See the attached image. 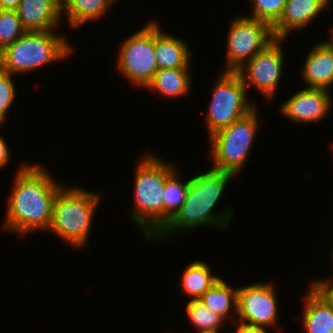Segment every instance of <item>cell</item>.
<instances>
[{
    "label": "cell",
    "instance_id": "cell-1",
    "mask_svg": "<svg viewBox=\"0 0 333 333\" xmlns=\"http://www.w3.org/2000/svg\"><path fill=\"white\" fill-rule=\"evenodd\" d=\"M43 165L25 162L15 172L2 230L26 237L49 229L55 197L65 184L56 182Z\"/></svg>",
    "mask_w": 333,
    "mask_h": 333
},
{
    "label": "cell",
    "instance_id": "cell-2",
    "mask_svg": "<svg viewBox=\"0 0 333 333\" xmlns=\"http://www.w3.org/2000/svg\"><path fill=\"white\" fill-rule=\"evenodd\" d=\"M235 177L232 173L210 168L189 178L184 203L151 242H165L175 232L184 233L203 226L220 228L223 231L228 229L234 216L233 208L229 206L219 212H215L214 209L225 194V188H228L227 185Z\"/></svg>",
    "mask_w": 333,
    "mask_h": 333
},
{
    "label": "cell",
    "instance_id": "cell-3",
    "mask_svg": "<svg viewBox=\"0 0 333 333\" xmlns=\"http://www.w3.org/2000/svg\"><path fill=\"white\" fill-rule=\"evenodd\" d=\"M156 155L145 152L138 159L134 172V204L127 211L147 242L164 228L163 189L167 178L177 169L173 162Z\"/></svg>",
    "mask_w": 333,
    "mask_h": 333
},
{
    "label": "cell",
    "instance_id": "cell-4",
    "mask_svg": "<svg viewBox=\"0 0 333 333\" xmlns=\"http://www.w3.org/2000/svg\"><path fill=\"white\" fill-rule=\"evenodd\" d=\"M100 194L78 185H64L55 197L47 231L58 235L75 249L85 248L89 243L93 217L102 199Z\"/></svg>",
    "mask_w": 333,
    "mask_h": 333
},
{
    "label": "cell",
    "instance_id": "cell-5",
    "mask_svg": "<svg viewBox=\"0 0 333 333\" xmlns=\"http://www.w3.org/2000/svg\"><path fill=\"white\" fill-rule=\"evenodd\" d=\"M66 35L51 31H26L0 52V69L13 75L28 74L73 54ZM39 68V69H37Z\"/></svg>",
    "mask_w": 333,
    "mask_h": 333
},
{
    "label": "cell",
    "instance_id": "cell-6",
    "mask_svg": "<svg viewBox=\"0 0 333 333\" xmlns=\"http://www.w3.org/2000/svg\"><path fill=\"white\" fill-rule=\"evenodd\" d=\"M259 110L256 107L248 115L222 128L208 137L213 169L238 176L247 165L253 143L259 130Z\"/></svg>",
    "mask_w": 333,
    "mask_h": 333
},
{
    "label": "cell",
    "instance_id": "cell-7",
    "mask_svg": "<svg viewBox=\"0 0 333 333\" xmlns=\"http://www.w3.org/2000/svg\"><path fill=\"white\" fill-rule=\"evenodd\" d=\"M215 83L204 118L208 137L248 115L257 107V104L247 97L248 91L236 72L221 71Z\"/></svg>",
    "mask_w": 333,
    "mask_h": 333
},
{
    "label": "cell",
    "instance_id": "cell-8",
    "mask_svg": "<svg viewBox=\"0 0 333 333\" xmlns=\"http://www.w3.org/2000/svg\"><path fill=\"white\" fill-rule=\"evenodd\" d=\"M117 70L134 87L145 89L158 70L155 55V21H149L118 47Z\"/></svg>",
    "mask_w": 333,
    "mask_h": 333
},
{
    "label": "cell",
    "instance_id": "cell-9",
    "mask_svg": "<svg viewBox=\"0 0 333 333\" xmlns=\"http://www.w3.org/2000/svg\"><path fill=\"white\" fill-rule=\"evenodd\" d=\"M229 26L223 72H236L276 39L269 24L245 15L234 17Z\"/></svg>",
    "mask_w": 333,
    "mask_h": 333
},
{
    "label": "cell",
    "instance_id": "cell-10",
    "mask_svg": "<svg viewBox=\"0 0 333 333\" xmlns=\"http://www.w3.org/2000/svg\"><path fill=\"white\" fill-rule=\"evenodd\" d=\"M286 39L276 38L264 50L258 52L246 62L236 73L242 79L247 91L252 86L258 90L265 100H274L284 69V43Z\"/></svg>",
    "mask_w": 333,
    "mask_h": 333
},
{
    "label": "cell",
    "instance_id": "cell-11",
    "mask_svg": "<svg viewBox=\"0 0 333 333\" xmlns=\"http://www.w3.org/2000/svg\"><path fill=\"white\" fill-rule=\"evenodd\" d=\"M270 282L238 287L237 321L243 325L275 328L278 322V293Z\"/></svg>",
    "mask_w": 333,
    "mask_h": 333
},
{
    "label": "cell",
    "instance_id": "cell-12",
    "mask_svg": "<svg viewBox=\"0 0 333 333\" xmlns=\"http://www.w3.org/2000/svg\"><path fill=\"white\" fill-rule=\"evenodd\" d=\"M331 91L302 88L280 104L282 116L296 123H316L329 115L333 106Z\"/></svg>",
    "mask_w": 333,
    "mask_h": 333
},
{
    "label": "cell",
    "instance_id": "cell-13",
    "mask_svg": "<svg viewBox=\"0 0 333 333\" xmlns=\"http://www.w3.org/2000/svg\"><path fill=\"white\" fill-rule=\"evenodd\" d=\"M331 0H287L279 21L272 27L275 38L286 39L292 31L303 30L330 8Z\"/></svg>",
    "mask_w": 333,
    "mask_h": 333
},
{
    "label": "cell",
    "instance_id": "cell-14",
    "mask_svg": "<svg viewBox=\"0 0 333 333\" xmlns=\"http://www.w3.org/2000/svg\"><path fill=\"white\" fill-rule=\"evenodd\" d=\"M306 88L330 90L333 87V48L324 39L312 45L301 68Z\"/></svg>",
    "mask_w": 333,
    "mask_h": 333
},
{
    "label": "cell",
    "instance_id": "cell-15",
    "mask_svg": "<svg viewBox=\"0 0 333 333\" xmlns=\"http://www.w3.org/2000/svg\"><path fill=\"white\" fill-rule=\"evenodd\" d=\"M16 11L26 31L56 30L63 19L61 0H21Z\"/></svg>",
    "mask_w": 333,
    "mask_h": 333
},
{
    "label": "cell",
    "instance_id": "cell-16",
    "mask_svg": "<svg viewBox=\"0 0 333 333\" xmlns=\"http://www.w3.org/2000/svg\"><path fill=\"white\" fill-rule=\"evenodd\" d=\"M305 294L302 298L304 308L300 318L303 331L333 333V305L311 283Z\"/></svg>",
    "mask_w": 333,
    "mask_h": 333
},
{
    "label": "cell",
    "instance_id": "cell-17",
    "mask_svg": "<svg viewBox=\"0 0 333 333\" xmlns=\"http://www.w3.org/2000/svg\"><path fill=\"white\" fill-rule=\"evenodd\" d=\"M191 50L187 41L161 30L155 21V55L158 69L190 68Z\"/></svg>",
    "mask_w": 333,
    "mask_h": 333
},
{
    "label": "cell",
    "instance_id": "cell-18",
    "mask_svg": "<svg viewBox=\"0 0 333 333\" xmlns=\"http://www.w3.org/2000/svg\"><path fill=\"white\" fill-rule=\"evenodd\" d=\"M191 68L158 69L145 89L155 91L166 99L188 95L192 85Z\"/></svg>",
    "mask_w": 333,
    "mask_h": 333
},
{
    "label": "cell",
    "instance_id": "cell-19",
    "mask_svg": "<svg viewBox=\"0 0 333 333\" xmlns=\"http://www.w3.org/2000/svg\"><path fill=\"white\" fill-rule=\"evenodd\" d=\"M199 300L226 322L232 321L231 324H234L237 321L238 287L233 288L222 278L208 289Z\"/></svg>",
    "mask_w": 333,
    "mask_h": 333
},
{
    "label": "cell",
    "instance_id": "cell-20",
    "mask_svg": "<svg viewBox=\"0 0 333 333\" xmlns=\"http://www.w3.org/2000/svg\"><path fill=\"white\" fill-rule=\"evenodd\" d=\"M116 3L117 0H61L62 17L66 15L69 27L78 29L89 21L106 16Z\"/></svg>",
    "mask_w": 333,
    "mask_h": 333
},
{
    "label": "cell",
    "instance_id": "cell-21",
    "mask_svg": "<svg viewBox=\"0 0 333 333\" xmlns=\"http://www.w3.org/2000/svg\"><path fill=\"white\" fill-rule=\"evenodd\" d=\"M211 267L203 261H193L184 269L181 288L191 300H199L219 279Z\"/></svg>",
    "mask_w": 333,
    "mask_h": 333
},
{
    "label": "cell",
    "instance_id": "cell-22",
    "mask_svg": "<svg viewBox=\"0 0 333 333\" xmlns=\"http://www.w3.org/2000/svg\"><path fill=\"white\" fill-rule=\"evenodd\" d=\"M178 168L167 178L163 189L164 227L184 203L189 188V179L185 182L179 177Z\"/></svg>",
    "mask_w": 333,
    "mask_h": 333
},
{
    "label": "cell",
    "instance_id": "cell-23",
    "mask_svg": "<svg viewBox=\"0 0 333 333\" xmlns=\"http://www.w3.org/2000/svg\"><path fill=\"white\" fill-rule=\"evenodd\" d=\"M186 315L196 330L223 329L227 323L221 316L211 311L200 300L186 303Z\"/></svg>",
    "mask_w": 333,
    "mask_h": 333
},
{
    "label": "cell",
    "instance_id": "cell-24",
    "mask_svg": "<svg viewBox=\"0 0 333 333\" xmlns=\"http://www.w3.org/2000/svg\"><path fill=\"white\" fill-rule=\"evenodd\" d=\"M25 32L17 11L0 9V52L13 44Z\"/></svg>",
    "mask_w": 333,
    "mask_h": 333
},
{
    "label": "cell",
    "instance_id": "cell-25",
    "mask_svg": "<svg viewBox=\"0 0 333 333\" xmlns=\"http://www.w3.org/2000/svg\"><path fill=\"white\" fill-rule=\"evenodd\" d=\"M249 2L253 10L247 16L273 27L279 21L287 0H249Z\"/></svg>",
    "mask_w": 333,
    "mask_h": 333
},
{
    "label": "cell",
    "instance_id": "cell-26",
    "mask_svg": "<svg viewBox=\"0 0 333 333\" xmlns=\"http://www.w3.org/2000/svg\"><path fill=\"white\" fill-rule=\"evenodd\" d=\"M13 76L15 75L0 69V114L5 119L17 97Z\"/></svg>",
    "mask_w": 333,
    "mask_h": 333
},
{
    "label": "cell",
    "instance_id": "cell-27",
    "mask_svg": "<svg viewBox=\"0 0 333 333\" xmlns=\"http://www.w3.org/2000/svg\"><path fill=\"white\" fill-rule=\"evenodd\" d=\"M311 284L333 305V278H318Z\"/></svg>",
    "mask_w": 333,
    "mask_h": 333
},
{
    "label": "cell",
    "instance_id": "cell-28",
    "mask_svg": "<svg viewBox=\"0 0 333 333\" xmlns=\"http://www.w3.org/2000/svg\"><path fill=\"white\" fill-rule=\"evenodd\" d=\"M10 153L8 143L6 142V139L0 134V168L7 167V164H9L10 160Z\"/></svg>",
    "mask_w": 333,
    "mask_h": 333
},
{
    "label": "cell",
    "instance_id": "cell-29",
    "mask_svg": "<svg viewBox=\"0 0 333 333\" xmlns=\"http://www.w3.org/2000/svg\"><path fill=\"white\" fill-rule=\"evenodd\" d=\"M235 332L236 333H268V328L265 327H255V326H249V325H243L238 322H235Z\"/></svg>",
    "mask_w": 333,
    "mask_h": 333
},
{
    "label": "cell",
    "instance_id": "cell-30",
    "mask_svg": "<svg viewBox=\"0 0 333 333\" xmlns=\"http://www.w3.org/2000/svg\"><path fill=\"white\" fill-rule=\"evenodd\" d=\"M21 0H0V9L16 11Z\"/></svg>",
    "mask_w": 333,
    "mask_h": 333
},
{
    "label": "cell",
    "instance_id": "cell-31",
    "mask_svg": "<svg viewBox=\"0 0 333 333\" xmlns=\"http://www.w3.org/2000/svg\"><path fill=\"white\" fill-rule=\"evenodd\" d=\"M220 329H205V330H199L197 331L196 333H220ZM183 333H193V332H184L182 331ZM195 333V332H194Z\"/></svg>",
    "mask_w": 333,
    "mask_h": 333
},
{
    "label": "cell",
    "instance_id": "cell-32",
    "mask_svg": "<svg viewBox=\"0 0 333 333\" xmlns=\"http://www.w3.org/2000/svg\"><path fill=\"white\" fill-rule=\"evenodd\" d=\"M329 32H330V34H329L330 36H329L328 40H326V41L333 48V27L330 28Z\"/></svg>",
    "mask_w": 333,
    "mask_h": 333
},
{
    "label": "cell",
    "instance_id": "cell-33",
    "mask_svg": "<svg viewBox=\"0 0 333 333\" xmlns=\"http://www.w3.org/2000/svg\"><path fill=\"white\" fill-rule=\"evenodd\" d=\"M8 120H6L1 114H0V127H2L1 125H4L5 122H7Z\"/></svg>",
    "mask_w": 333,
    "mask_h": 333
}]
</instances>
